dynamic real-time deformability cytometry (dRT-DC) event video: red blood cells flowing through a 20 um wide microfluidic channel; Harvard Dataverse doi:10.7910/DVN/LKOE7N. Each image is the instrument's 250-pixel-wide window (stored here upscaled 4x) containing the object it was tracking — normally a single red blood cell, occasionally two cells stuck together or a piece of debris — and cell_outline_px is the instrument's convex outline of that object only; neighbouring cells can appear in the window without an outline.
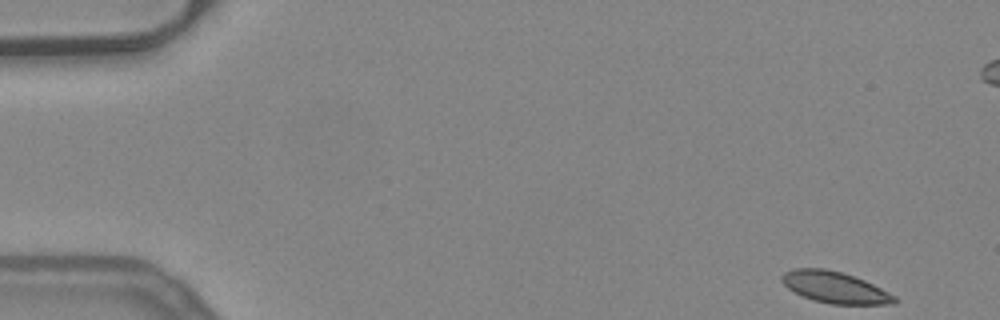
{"species": "common noctule bat (a hibernating species)", "species_latin": "Nyctalus noctula", "temperature_condition": "warm", "stored_images_in_passage": 9, "camera_frame_rate_fps": 3000, "um_per_image_px": 0.085, "animal": {"sex": "female", "body_mass_g": 24.6, "forearm_length_mm": 56.2}, "frame": {"image": 1, "passage_image": 1, "time_ms": 0.0, "image_size_px": [1000, 320], "cell_outline_px": [[900, 300], [896, 304], [832, 304], [812, 300], [788, 288], [780, 280], [780, 276], [784, 272], [796, 268], [824, 268], [840, 272], [864, 280], [896, 296]], "centroid_in_image_um": [70.97, 24.43], "position_along_channel_um": 14.0, "area_um2": 20.52}}